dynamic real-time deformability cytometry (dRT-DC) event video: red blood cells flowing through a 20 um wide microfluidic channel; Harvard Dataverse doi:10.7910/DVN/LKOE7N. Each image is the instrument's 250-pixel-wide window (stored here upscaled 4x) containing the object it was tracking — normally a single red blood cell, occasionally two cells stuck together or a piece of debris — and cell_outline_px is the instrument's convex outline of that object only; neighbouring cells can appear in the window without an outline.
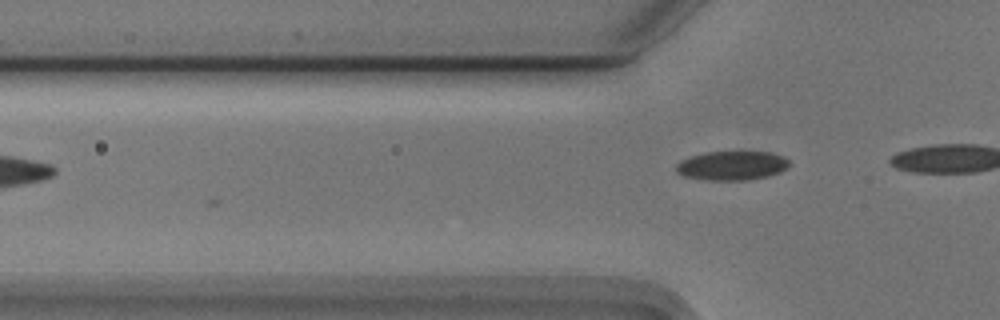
{"species": "Egyptian fruit bat (a non-hibernating species)", "species_latin": "Rousettus aegyptiacus", "temperature_condition": "cold", "stored_images_in_passage": 4, "camera_frame_rate_fps": 3000, "um_per_image_px": 0.085, "animal": {"sex": "male"}, "frame": {"image": 1, "passage_image": 4, "time_ms": 1.0, "image_size_px": [1000, 320], "cell_outline_px": [[788, 168], [780, 172], [768, 176], [748, 180], [708, 180], [684, 176], [676, 172], [676, 164], [680, 160], [692, 156], [708, 152], [772, 152], [784, 156], [788, 160]], "centroid_in_image_um": [62.23, 14.08], "position_along_channel_um": 63.6, "area_um2": 19.19}}